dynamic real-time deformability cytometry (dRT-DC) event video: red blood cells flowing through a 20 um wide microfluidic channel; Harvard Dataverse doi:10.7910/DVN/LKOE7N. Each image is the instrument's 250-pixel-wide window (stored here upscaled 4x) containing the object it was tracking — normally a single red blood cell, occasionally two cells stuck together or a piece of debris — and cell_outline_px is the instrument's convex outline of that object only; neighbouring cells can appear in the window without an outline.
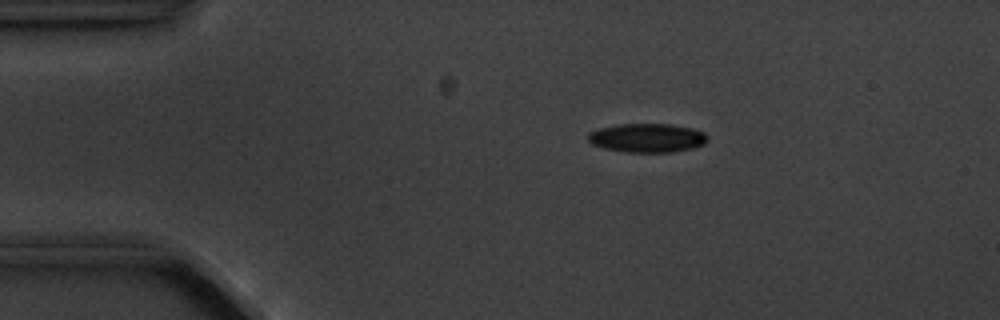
{"species": "common noctule bat (a hibernating species)", "species_latin": "Nyctalus noctula", "temperature_condition": "cold", "stored_images_in_passage": 6, "camera_frame_rate_fps": 3000, "um_per_image_px": 0.085, "animal": {"sex": "male", "body_mass_g": 20.1, "forearm_length_mm": 53.5}, "frame": {"image": 1, "passage_image": 3, "time_ms": 2.333, "image_size_px": [1000, 320], "cell_outline_px": [[708, 140], [704, 144], [692, 148], [672, 152], [624, 152], [604, 148], [592, 144], [588, 140], [588, 132], [600, 128], [620, 124], [672, 124], [692, 128], [704, 132], [708, 136]], "centroid_in_image_um": [55.02, 11.72], "position_along_channel_um": 30.0, "area_um2": 20.17}}
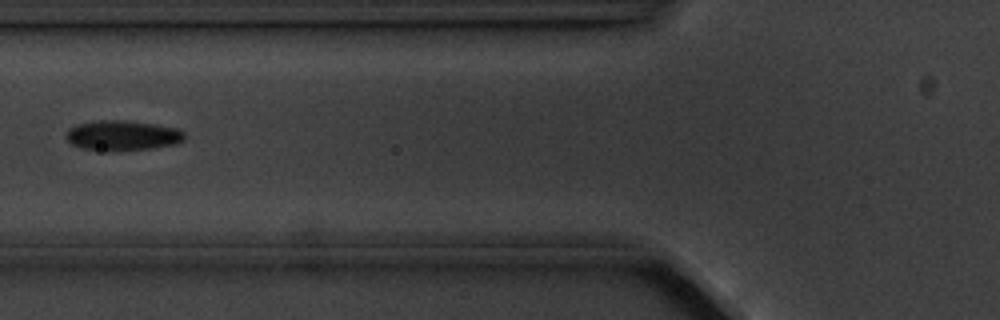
{"frame": {"image": 2, "passage_image": 6, "time_ms": 6.0, "image_size_px": [1000, 320], "cell_outline_px": [[184, 140], [176, 144], [152, 148], [116, 152], [108, 152], [80, 148], [72, 144], [64, 136], [68, 128], [76, 124], [100, 120], [124, 120], [156, 124], [176, 128], [184, 132]], "centroid_in_image_um": [10.37, 11.53], "position_along_channel_um": 115.4, "area_um2": 21.21}}